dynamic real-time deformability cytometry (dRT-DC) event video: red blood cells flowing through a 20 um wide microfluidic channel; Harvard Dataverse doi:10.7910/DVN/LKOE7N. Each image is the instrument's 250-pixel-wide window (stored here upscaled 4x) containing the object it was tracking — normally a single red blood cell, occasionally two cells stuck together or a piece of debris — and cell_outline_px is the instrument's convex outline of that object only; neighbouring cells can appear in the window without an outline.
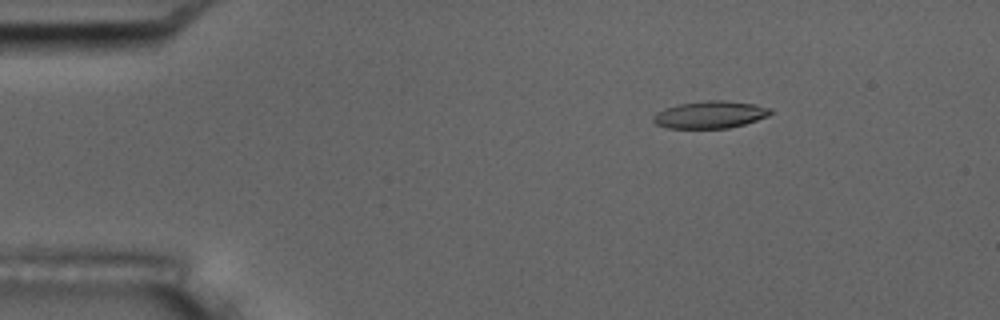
{"species": "common noctule bat (a hibernating species)", "species_latin": "Nyctalus noctula", "temperature_condition": "room temperature", "stored_images_in_passage": 56, "camera_frame_rate_fps": 3000, "um_per_image_px": 0.085, "animal": {"sex": "male", "body_mass_g": 17.5, "forearm_length_mm": 52.3}, "frame": {"image": 1, "passage_image": 9, "time_ms": 2.667, "image_size_px": [1000, 320], "cell_outline_px": [[772, 112], [768, 116], [744, 124], [728, 128], [668, 128], [656, 124], [652, 120], [652, 116], [656, 112], [664, 108], [676, 104], [708, 100], [720, 100], [756, 104], [772, 108]], "centroid_in_image_um": [60.34, 9.74], "position_along_channel_um": 24.7, "area_um2": 18.73}}
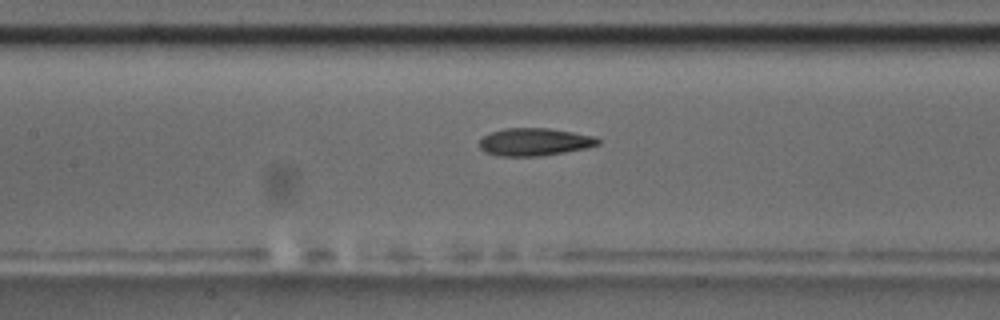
{"frame": {"image": 2, "passage_image": 26, "time_ms": 8.333, "image_size_px": [1000, 320], "cell_outline_px": [[600, 144], [584, 148], [564, 152], [540, 156], [500, 156], [484, 152], [480, 148], [480, 140], [484, 136], [492, 132], [504, 128], [548, 128], [596, 136], [600, 140]], "centroid_in_image_um": [45.43, 12.06], "position_along_channel_um": 162.0, "area_um2": 19.02}}
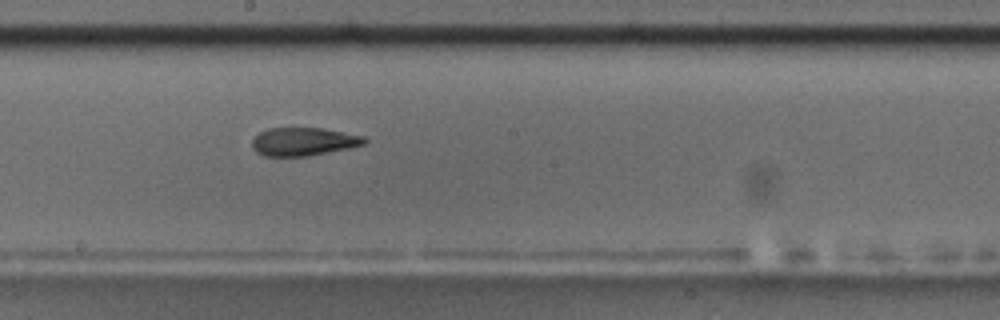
{"frame": {"image": 3, "passage_image": 31, "time_ms": 10.0, "image_size_px": [1000, 320], "cell_outline_px": [[368, 140], [364, 144], [348, 148], [308, 156], [264, 156], [256, 152], [252, 148], [252, 140], [260, 132], [268, 128], [324, 128], [364, 136]], "centroid_in_image_um": [25.79, 12.03], "position_along_channel_um": 222.4, "area_um2": 18.44}, "authors_computed_cell_mechanics": {"area_um2": 18.8428, "velocity_mm_per_s": 3.6618, "shape_relaxation_time_tau1_ms": 7.955, "shape_relaxation_time_tau2_ms": 4.2341, "deformation_change_tau1": 0.214, "deformation_change_tau2": 0.1359}}